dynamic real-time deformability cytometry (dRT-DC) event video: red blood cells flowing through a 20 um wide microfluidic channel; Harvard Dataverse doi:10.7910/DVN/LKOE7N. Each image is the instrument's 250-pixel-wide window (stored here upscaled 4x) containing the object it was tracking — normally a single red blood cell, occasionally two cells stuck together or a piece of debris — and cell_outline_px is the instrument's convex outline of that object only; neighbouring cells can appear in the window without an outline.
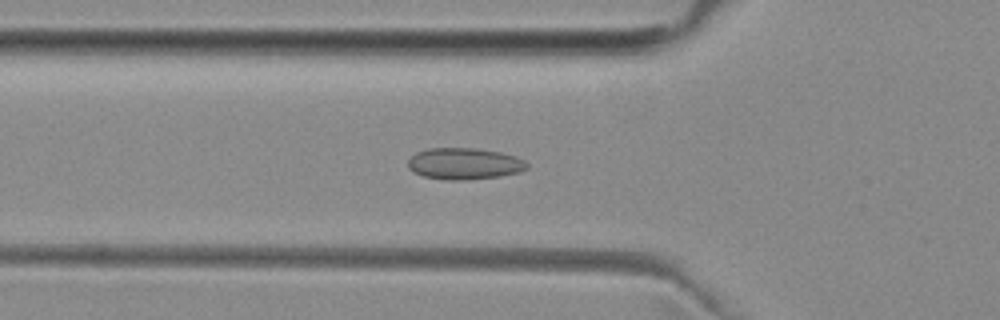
{"species": "common noctule bat (a hibernating species)", "species_latin": "Nyctalus noctula", "temperature_condition": "room temperature", "stored_images_in_passage": 51, "camera_frame_rate_fps": 3000, "um_per_image_px": 0.085, "animal": {"sex": "female", "body_mass_g": 29.2, "forearm_length_mm": 56.3}, "frame": {"image": 1, "passage_image": 17, "time_ms": 5.333, "image_size_px": [1000, 320], "cell_outline_px": [[528, 168], [520, 172], [500, 176], [468, 180], [444, 180], [424, 176], [412, 172], [408, 168], [408, 160], [416, 152], [428, 148], [472, 148], [500, 152], [516, 156], [524, 160], [528, 164]], "centroid_in_image_um": [39.46, 13.92], "position_along_channel_um": 86.3, "area_um2": 22.02}}
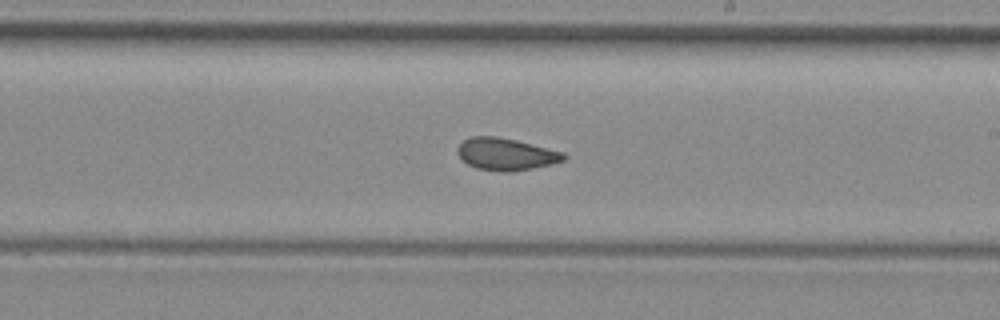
{"frame": {"image": 2, "passage_image": 29, "time_ms": 9.333, "image_size_px": [1000, 320], "cell_outline_px": [[568, 156], [564, 160], [552, 164], [512, 172], [500, 172], [476, 168], [468, 164], [456, 152], [456, 148], [464, 140], [472, 136], [496, 136], [516, 140], [564, 152]], "centroid_in_image_um": [43.01, 13.11], "position_along_channel_um": 246.0, "area_um2": 19.94}}
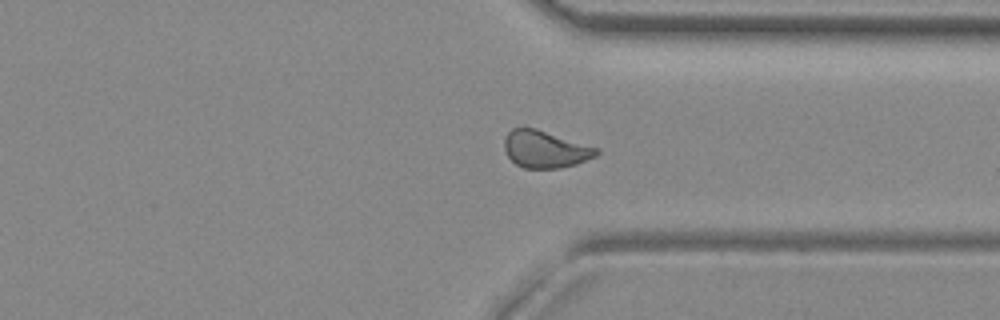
{"frame": {"image": 3, "passage_image": 38, "time_ms": 12.333, "image_size_px": [1000, 320], "cell_outline_px": [[600, 152], [596, 156], [576, 164], [560, 168], [524, 168], [516, 164], [508, 156], [504, 148], [504, 140], [508, 132], [512, 128], [536, 128], [600, 148]], "centroid_in_image_um": [46.37, 12.68], "position_along_channel_um": 365.0, "area_um2": 20.0}, "authors_computed_cell_mechanics": {"area_um2": 19.9988, "velocity_mm_per_s": 3.982, "shape_relaxation_time_tau1_ms": null, "shape_relaxation_time_tau2_ms": 1.4646, "deformation_change_tau1": null, "deformation_change_tau2": 0.068}}